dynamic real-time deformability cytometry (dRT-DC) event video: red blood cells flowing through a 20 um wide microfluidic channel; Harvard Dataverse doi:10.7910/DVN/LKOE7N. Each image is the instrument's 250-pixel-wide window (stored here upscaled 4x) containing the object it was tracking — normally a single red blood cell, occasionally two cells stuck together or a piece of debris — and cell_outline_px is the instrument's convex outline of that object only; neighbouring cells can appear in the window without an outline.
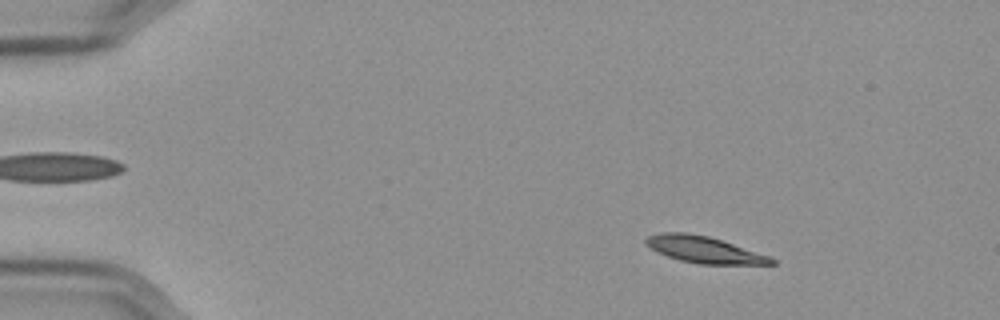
{"species": "Egyptian fruit bat (a non-hibernating species)", "species_latin": "Rousettus aegyptiacus", "temperature_condition": "cold", "stored_images_in_passage": 57, "camera_frame_rate_fps": 3000, "um_per_image_px": 0.085, "frame": {"image": 1, "passage_image": 8, "time_ms": 2.333, "image_size_px": [1000, 320], "cell_outline_px": [[776, 264], [700, 264], [680, 260], [656, 252], [644, 244], [644, 240], [648, 236], [660, 232], [684, 232], [708, 236], [768, 256], [776, 260]], "centroid_in_image_um": [59.77, 21.21], "position_along_channel_um": 25.2, "area_um2": 19.19}}
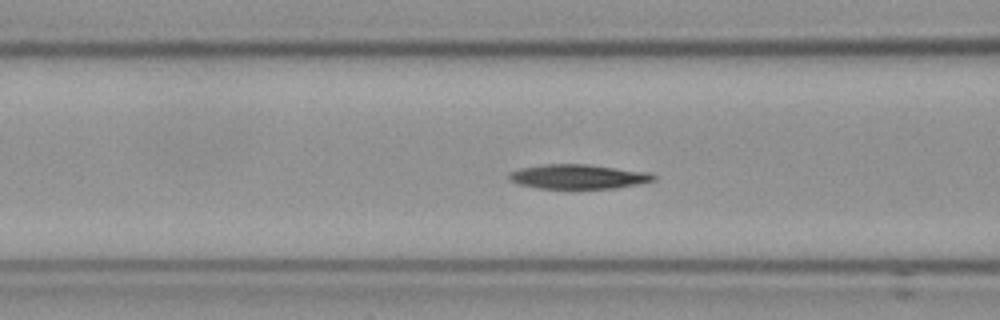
{"frame": {"image": 2, "passage_image": 23, "time_ms": 7.333, "image_size_px": [1000, 320], "cell_outline_px": [[656, 180], [616, 188], [572, 192], [540, 188], [520, 184], [508, 180], [508, 176], [512, 172], [520, 168], [544, 164], [588, 164], [648, 172], [656, 176]], "centroid_in_image_um": [49.14, 15.06], "position_along_channel_um": 117.5, "area_um2": 21.5}}
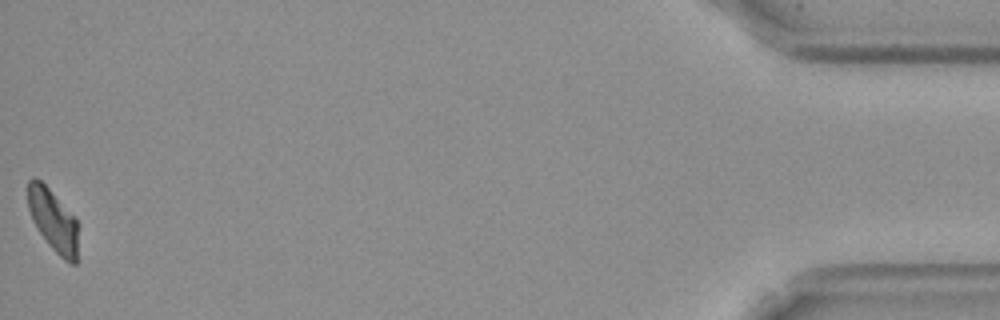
{"frame": {"image": 3, "passage_image": 57, "time_ms": 18.667, "image_size_px": [1000, 320], "cell_outline_px": [[80, 224], [76, 264], [72, 264], [64, 260], [52, 248], [40, 232], [32, 220], [28, 208], [28, 180], [32, 176], [36, 176], [76, 216]], "centroid_in_image_um": [4.57, 18.72], "position_along_channel_um": 430.6, "area_um2": 18.67}, "authors_computed_cell_mechanics": {"area_um2": 20.3456, "velocity_mm_per_s": 3.5598, "shape_relaxation_time_tau1_ms": 3.763, "shape_relaxation_time_tau2_ms": null, "deformation_change_tau1": 0.1333, "deformation_change_tau2": null}}